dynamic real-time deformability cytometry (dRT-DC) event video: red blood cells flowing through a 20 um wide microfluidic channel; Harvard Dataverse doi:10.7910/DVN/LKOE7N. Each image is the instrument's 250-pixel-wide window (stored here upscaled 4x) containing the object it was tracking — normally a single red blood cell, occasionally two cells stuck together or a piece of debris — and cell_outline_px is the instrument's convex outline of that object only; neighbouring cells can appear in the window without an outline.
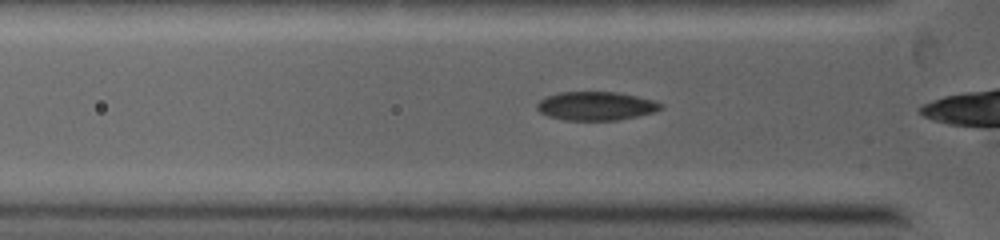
{"species": "common noctule bat (a hibernating species)", "species_latin": "Nyctalus noctula", "temperature_condition": "warm", "stored_images_in_passage": 8, "camera_frame_rate_fps": 5000, "um_per_image_px": 0.085, "animal": {"sex": "female", "body_mass_g": 19.0, "forearm_length_mm": 53.3}, "frame": {"image": 1, "passage_image": 5, "time_ms": 0.8, "image_size_px": [1000, 240], "cell_outline_px": [[664, 108], [656, 112], [620, 120], [564, 120], [548, 116], [540, 112], [536, 108], [536, 104], [544, 96], [560, 92], [620, 92], [656, 100], [664, 104]], "centroid_in_image_um": [50.71, 9.0], "position_along_channel_um": 75.1, "area_um2": 21.1}}